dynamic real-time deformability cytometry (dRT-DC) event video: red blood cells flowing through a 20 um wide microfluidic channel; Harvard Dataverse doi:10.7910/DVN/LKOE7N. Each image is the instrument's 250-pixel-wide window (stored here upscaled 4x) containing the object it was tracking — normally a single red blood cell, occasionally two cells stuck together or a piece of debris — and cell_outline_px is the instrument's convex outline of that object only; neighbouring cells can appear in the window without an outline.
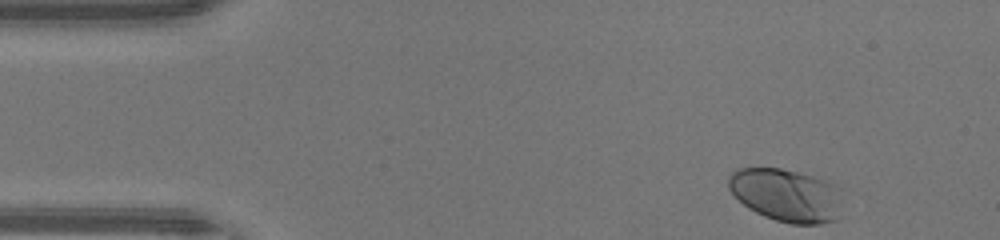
{"species": "human", "species_latin": "Homo sapiens", "temperature_condition": "warm", "stored_images_in_passage": 37, "camera_frame_rate_fps": 3000, "um_per_image_px": 0.085, "donor": {"sex": "male"}, "frame": {"image": 1, "passage_image": 1, "time_ms": 0.0, "image_size_px": [1000, 240], "cell_outline_px": [[840, 188], [836, 220], [820, 224], [792, 224], [776, 220], [764, 216], [748, 208], [728, 188], [728, 176], [736, 168], [780, 168], [812, 176], [836, 184]], "centroid_in_image_um": [66.8, 16.58], "position_along_channel_um": 18.2, "area_um2": 34.85}}
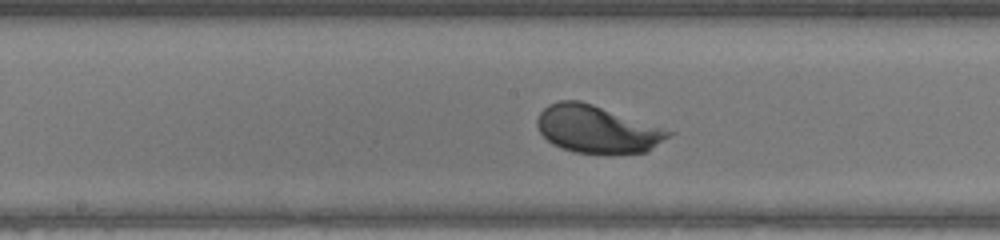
{"frame": {"image": 2, "passage_image": 20, "time_ms": 6.333, "image_size_px": [1000, 240], "cell_outline_px": [[676, 132], [648, 152], [608, 156], [576, 152], [560, 148], [552, 144], [540, 132], [536, 124], [536, 120], [540, 112], [548, 104], [560, 100], [580, 100]], "centroid_in_image_um": [50.77, 11.02], "position_along_channel_um": 197.4, "area_um2": 36.93}}
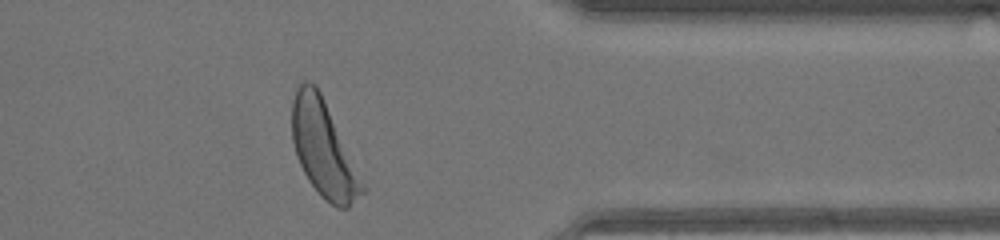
{"frame": {"image": 3, "passage_image": 34, "time_ms": 11.0, "image_size_px": [1000, 240], "cell_outline_px": [[368, 188], [348, 208], [336, 208], [324, 200], [308, 180], [296, 156], [292, 140], [292, 100], [296, 88], [304, 80], [308, 80], [316, 84]], "centroid_in_image_um": [27.51, 12.69], "position_along_channel_um": 383.9, "area_um2": 39.42}, "authors_computed_cell_mechanics": {"area_um2": 35.258, "velocity_mm_per_s": 4.3522, "shape_relaxation_time_tau1_ms": 1.3339, "shape_relaxation_time_tau2_ms": null, "deformation_change_tau1": 0.1451, "deformation_change_tau2": null}}